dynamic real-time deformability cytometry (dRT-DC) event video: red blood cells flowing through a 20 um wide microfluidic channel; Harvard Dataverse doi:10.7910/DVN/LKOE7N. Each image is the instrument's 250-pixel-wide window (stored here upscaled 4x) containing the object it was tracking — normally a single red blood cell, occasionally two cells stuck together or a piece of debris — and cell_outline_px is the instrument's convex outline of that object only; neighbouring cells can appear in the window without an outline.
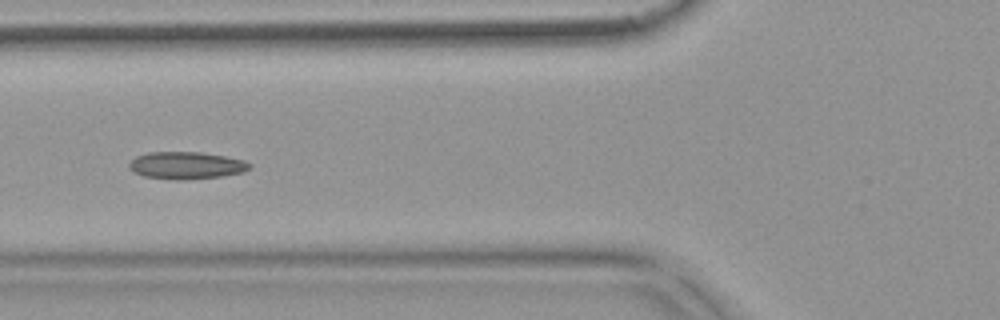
{"species": "common noctule bat (a hibernating species)", "species_latin": "Nyctalus noctula", "temperature_condition": "warm", "stored_images_in_passage": 39, "camera_frame_rate_fps": 3000, "um_per_image_px": 0.085, "animal": {"sex": "female", "body_mass_g": 18.4}, "frame": {"image": 1, "passage_image": 6, "time_ms": 1.667, "image_size_px": [1000, 320], "cell_outline_px": [[252, 164], [244, 172], [220, 176], [144, 176], [132, 172], [128, 168], [128, 164], [136, 156], [148, 152], [200, 152], [224, 156], [244, 160]], "centroid_in_image_um": [15.82, 13.99], "position_along_channel_um": 110.0, "area_um2": 17.92}, "authors_computed_cell_mechanics": {"area_um2": 18.1492, "velocity_mm_per_s": 3.7318, "shape_relaxation_time_tau1_ms": 4.2171, "shape_relaxation_time_tau2_ms": 2.6724, "deformation_change_tau1": 0.1181, "deformation_change_tau2": 0.0977}}